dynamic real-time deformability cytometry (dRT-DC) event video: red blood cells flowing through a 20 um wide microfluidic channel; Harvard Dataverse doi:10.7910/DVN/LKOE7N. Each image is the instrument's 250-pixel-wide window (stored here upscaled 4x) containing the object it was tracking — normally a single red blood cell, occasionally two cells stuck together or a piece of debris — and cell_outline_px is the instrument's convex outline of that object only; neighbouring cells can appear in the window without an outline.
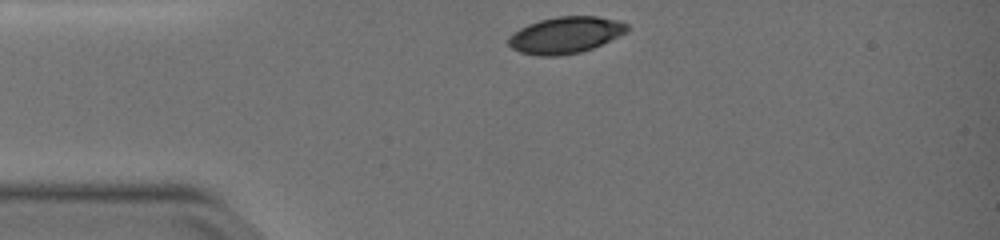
{"species": "common noctule bat (a hibernating species)", "species_latin": "Nyctalus noctula", "temperature_condition": "warm", "stored_images_in_passage": 5, "camera_frame_rate_fps": 3000, "um_per_image_px": 0.085, "animal": {"sex": "female", "body_mass_g": 19.0, "forearm_length_mm": 51.5}, "frame": {"image": 1, "passage_image": 1, "time_ms": 0.0, "image_size_px": [1000, 240], "cell_outline_px": [[628, 32], [592, 48], [580, 52], [560, 56], [540, 56], [520, 52], [512, 48], [508, 44], [508, 36], [512, 32], [528, 24], [540, 20], [556, 16], [596, 16], [620, 20], [628, 24]], "centroid_in_image_um": [48.06, 2.97], "position_along_channel_um": 36.9, "area_um2": 25.43}}
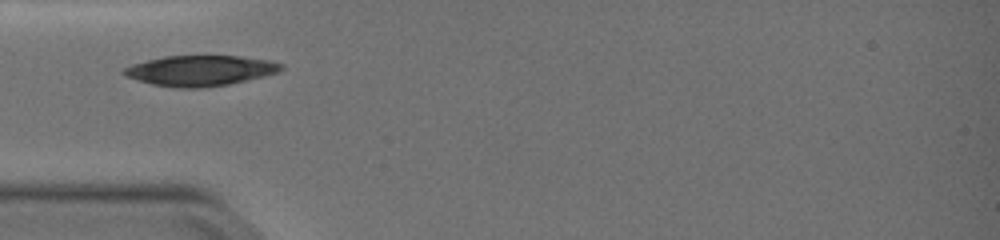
{"frame": {"image": 2, "passage_image": 3, "time_ms": 0.667, "image_size_px": [1000, 240], "cell_outline_px": [[284, 68], [280, 72], [264, 76], [228, 84], [204, 88], [176, 88], [152, 84], [124, 76], [120, 72], [124, 68], [132, 64], [164, 56], [240, 56], [272, 60], [284, 64]], "centroid_in_image_um": [17.04, 6.0], "position_along_channel_um": 68.0, "area_um2": 28.09}}
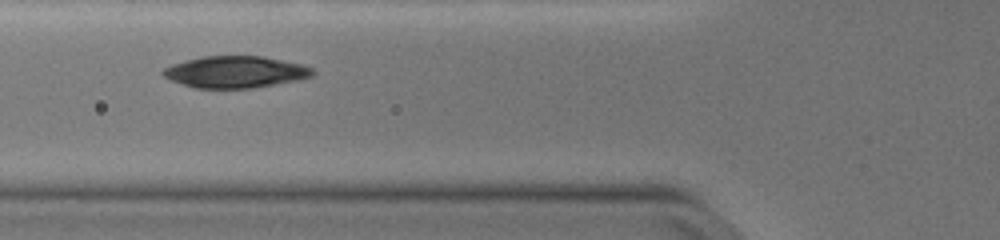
{"frame": {"image": 3, "passage_image": 4, "time_ms": 1.0, "image_size_px": [1000, 240], "cell_outline_px": [[316, 72], [312, 76], [296, 80], [276, 84], [252, 88], [196, 88], [180, 84], [164, 76], [160, 72], [164, 68], [172, 64], [204, 56], [264, 56], [304, 64], [312, 68]], "centroid_in_image_um": [20.03, 6.11], "position_along_channel_um": 105.8, "area_um2": 27.69}}